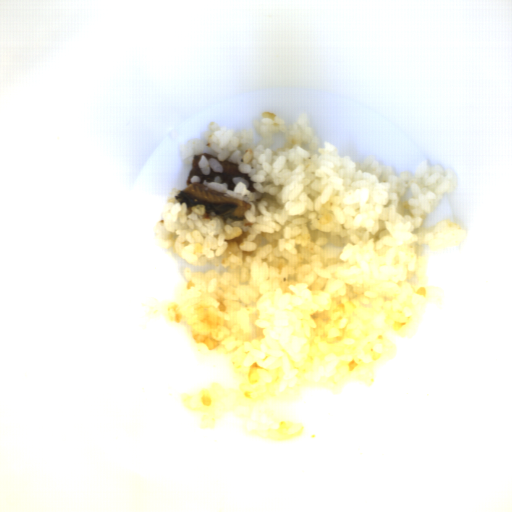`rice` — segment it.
<instances>
[{
    "instance_id": "obj_3",
    "label": "rice",
    "mask_w": 512,
    "mask_h": 512,
    "mask_svg": "<svg viewBox=\"0 0 512 512\" xmlns=\"http://www.w3.org/2000/svg\"><path fill=\"white\" fill-rule=\"evenodd\" d=\"M189 181H190V183H191V184H193V183H201V177H200V176H198V175H194V174H193V175L190 177V180H189Z\"/></svg>"
},
{
    "instance_id": "obj_1",
    "label": "rice",
    "mask_w": 512,
    "mask_h": 512,
    "mask_svg": "<svg viewBox=\"0 0 512 512\" xmlns=\"http://www.w3.org/2000/svg\"><path fill=\"white\" fill-rule=\"evenodd\" d=\"M260 136L209 121L179 145L184 164L208 152L229 158L248 182L220 176L209 189L247 201L244 221L212 216L205 205L169 203L155 242L188 265L176 297L163 304L167 323L187 329L207 351L230 357L240 383H209L185 393L200 428L227 420L267 442L301 438L303 428L277 417L306 389L339 394L350 382L370 386L396 354L394 340L415 332L428 308L441 305L427 260L466 243L451 220L423 225L458 187L452 166L419 160L397 173L375 155L342 157L320 140L309 114L291 123L263 111L251 118Z\"/></svg>"
},
{
    "instance_id": "obj_2",
    "label": "rice",
    "mask_w": 512,
    "mask_h": 512,
    "mask_svg": "<svg viewBox=\"0 0 512 512\" xmlns=\"http://www.w3.org/2000/svg\"><path fill=\"white\" fill-rule=\"evenodd\" d=\"M197 165L204 176H210L211 170L217 173L224 172V167L218 159L215 157L207 158L204 154H201Z\"/></svg>"
}]
</instances>
